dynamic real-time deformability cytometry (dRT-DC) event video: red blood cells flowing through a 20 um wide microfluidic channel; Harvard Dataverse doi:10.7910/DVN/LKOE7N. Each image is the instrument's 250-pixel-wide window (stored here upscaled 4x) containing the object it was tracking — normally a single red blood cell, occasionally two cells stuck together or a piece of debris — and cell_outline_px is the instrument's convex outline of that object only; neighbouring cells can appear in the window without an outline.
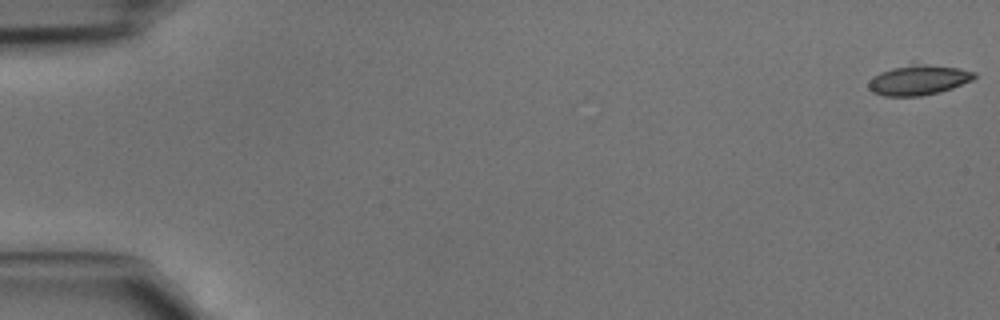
{"species": "common noctule bat (a hibernating species)", "species_latin": "Nyctalus noctula", "temperature_condition": "cold", "stored_images_in_passage": 47, "camera_frame_rate_fps": 3000, "um_per_image_px": 0.085, "animal": {"sex": "male", "body_mass_g": 15.6}, "frame": {"image": 1, "passage_image": 1, "time_ms": 0.0, "image_size_px": [1000, 320], "cell_outline_px": [[976, 76], [972, 80], [952, 88], [940, 92], [920, 96], [884, 96], [872, 92], [868, 88], [868, 84], [872, 76], [880, 72], [912, 60], [960, 68], [976, 72]], "centroid_in_image_um": [78.06, 6.74], "position_along_channel_um": 6.9, "area_um2": 19.36}}
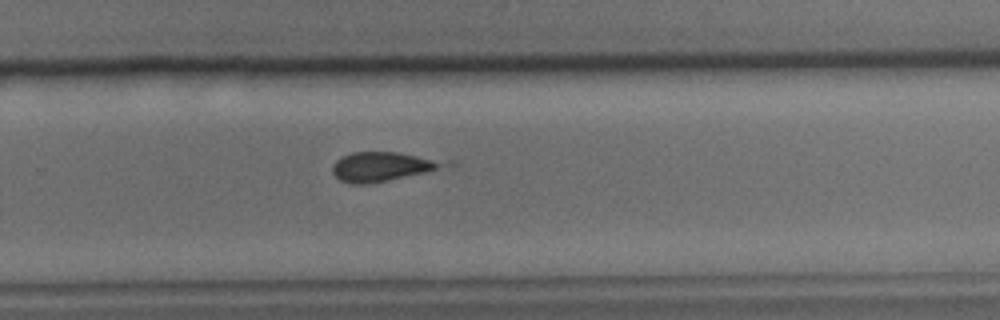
{"frame": {"image": 2, "passage_image": 31, "time_ms": 10.0, "image_size_px": [1000, 320], "cell_outline_px": [[456, 164], [452, 168], [368, 184], [352, 184], [340, 180], [332, 172], [332, 164], [340, 156], [352, 152], [396, 152], [456, 160]], "centroid_in_image_um": [32.74, 14.14], "position_along_channel_um": 297.1, "area_um2": 20.29}}
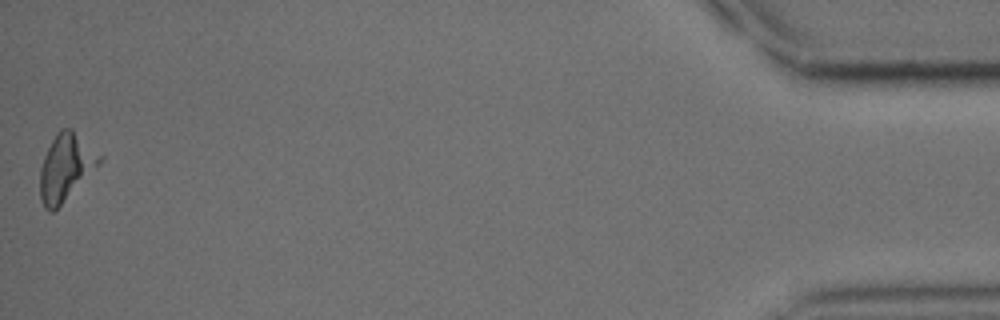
{"frame": {"image": 3, "passage_image": 46, "time_ms": 15.0, "image_size_px": [1000, 320], "cell_outline_px": [[104, 160], [52, 212], [48, 212], [44, 208], [40, 200], [40, 168], [44, 156], [56, 132], [60, 128], [72, 128], [104, 156]], "centroid_in_image_um": [5.6, 14.18], "position_along_channel_um": 429.6, "area_um2": 23.12}}